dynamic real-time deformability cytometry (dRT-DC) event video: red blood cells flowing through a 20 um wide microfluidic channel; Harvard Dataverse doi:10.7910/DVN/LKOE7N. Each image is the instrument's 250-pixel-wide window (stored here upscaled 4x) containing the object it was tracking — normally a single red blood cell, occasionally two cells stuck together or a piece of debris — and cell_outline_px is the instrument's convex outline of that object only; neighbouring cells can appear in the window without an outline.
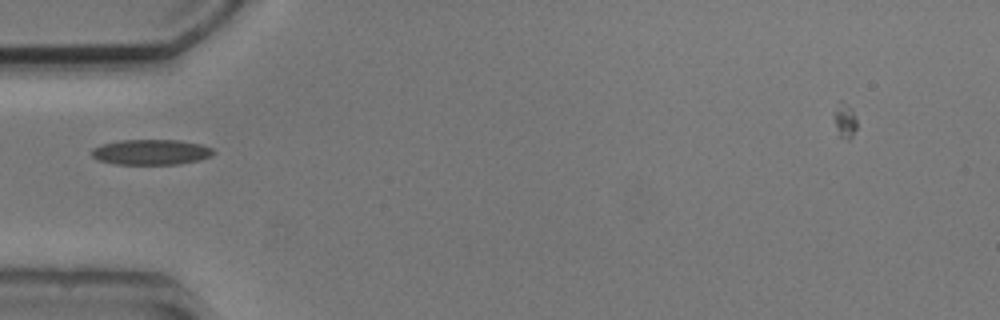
{"species": "common noctule bat (a hibernating species)", "species_latin": "Nyctalus noctula", "temperature_condition": "cold", "stored_images_in_passage": 1, "camera_frame_rate_fps": 3000, "um_per_image_px": 0.085, "animal": {"sex": "male", "body_mass_g": 20.5, "forearm_length_mm": 52.5}, "frame": {"image": 1, "passage_image": 1, "time_ms": 0.0, "image_size_px": [1000, 320], "cell_outline_px": [[216, 152], [212, 156], [200, 160], [180, 164], [112, 164], [100, 160], [92, 156], [92, 148], [104, 144], [120, 140], [180, 140], [200, 144], [212, 148]], "centroid_in_image_um": [12.88, 12.93], "position_along_channel_um": 72.1, "area_um2": 18.03}}